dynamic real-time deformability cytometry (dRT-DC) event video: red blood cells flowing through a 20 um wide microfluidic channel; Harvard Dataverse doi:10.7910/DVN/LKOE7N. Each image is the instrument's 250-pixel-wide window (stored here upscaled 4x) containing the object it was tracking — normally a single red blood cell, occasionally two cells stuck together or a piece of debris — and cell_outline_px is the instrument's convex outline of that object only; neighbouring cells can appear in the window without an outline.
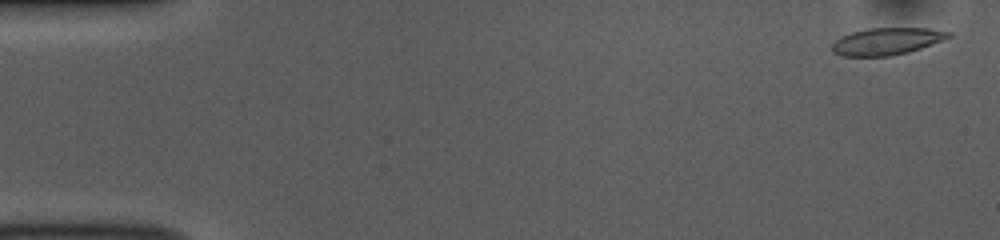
{"species": "common noctule bat (a hibernating species)", "species_latin": "Nyctalus noctula", "temperature_condition": "room temperature", "stored_images_in_passage": 52, "camera_frame_rate_fps": 3000, "um_per_image_px": 0.085, "animal": {"sex": "female", "body_mass_g": 10.0, "forearm_length_mm": 53.1}, "frame": {"image": 1, "passage_image": 2, "time_ms": 0.333, "image_size_px": [1000, 240], "cell_outline_px": [[952, 36], [944, 40], [908, 52], [892, 56], [844, 56], [832, 52], [832, 44], [836, 40], [852, 32], [868, 28], [928, 28], [952, 32]], "centroid_in_image_um": [75.4, 3.51], "position_along_channel_um": 9.6, "area_um2": 18.32}}
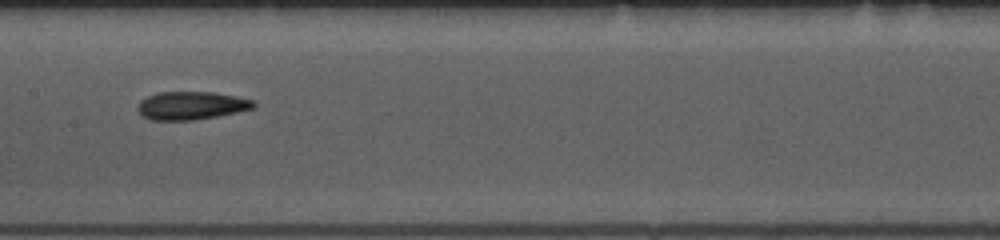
{"frame": {"image": 2, "passage_image": 26, "time_ms": 8.333, "image_size_px": [1000, 240], "cell_outline_px": [[256, 108], [196, 120], [148, 120], [140, 116], [136, 108], [140, 100], [148, 96], [160, 92], [212, 92], [236, 96], [252, 100], [256, 104]], "centroid_in_image_um": [16.21, 8.98], "position_along_channel_um": 191.2, "area_um2": 19.13}}
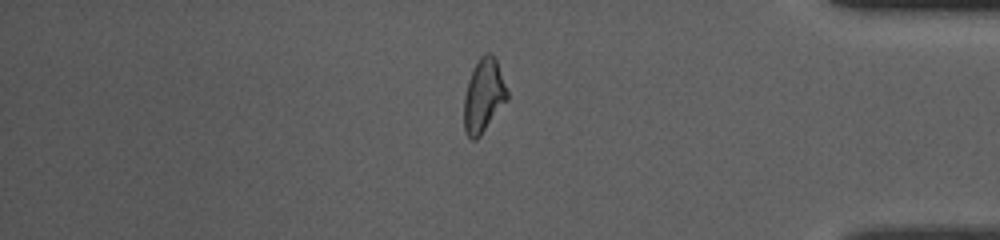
{"frame": {"image": 3, "passage_image": 44, "time_ms": 14.333, "image_size_px": [1000, 240], "cell_outline_px": [[508, 100], [480, 136], [476, 140], [472, 140], [464, 132], [464, 96], [468, 80], [480, 56], [484, 52], [492, 52], [496, 60], [508, 92]], "centroid_in_image_um": [41.1, 8.15], "position_along_channel_um": 394.1, "area_um2": 18.55}, "authors_computed_cell_mechanics": {"area_um2": 18.9295, "velocity_mm_per_s": 3.8435, "shape_relaxation_time_tau1_ms": 9.5765, "shape_relaxation_time_tau2_ms": 2.4563, "deformation_change_tau1": 0.2231, "deformation_change_tau2": 0.0996}}